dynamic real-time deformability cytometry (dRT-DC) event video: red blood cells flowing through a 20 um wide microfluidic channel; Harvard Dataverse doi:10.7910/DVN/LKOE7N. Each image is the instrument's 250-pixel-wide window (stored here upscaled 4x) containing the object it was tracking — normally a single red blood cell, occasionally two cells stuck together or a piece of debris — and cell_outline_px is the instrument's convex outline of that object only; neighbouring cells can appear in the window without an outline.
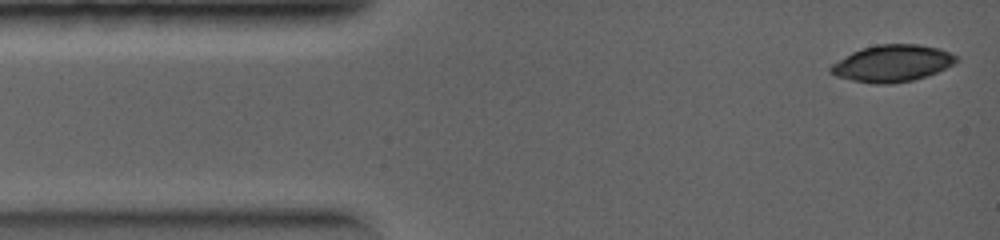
{"species": "common noctule bat (a hibernating species)", "species_latin": "Nyctalus noctula", "temperature_condition": "warm", "stored_images_in_passage": 30, "camera_frame_rate_fps": 5000, "um_per_image_px": 0.085, "animal": {"sex": "female", "body_mass_g": 19.0, "forearm_length_mm": 56.7}, "frame": {"image": 1, "passage_image": 1, "time_ms": 0.0, "image_size_px": [1000, 240], "cell_outline_px": [[960, 60], [928, 76], [912, 80], [892, 84], [872, 84], [852, 80], [836, 76], [828, 72], [828, 68], [832, 64], [852, 52], [864, 48], [880, 44], [920, 44], [940, 48], [956, 56]], "centroid_in_image_um": [75.83, 5.39], "position_along_channel_um": 9.2, "area_um2": 26.88}}
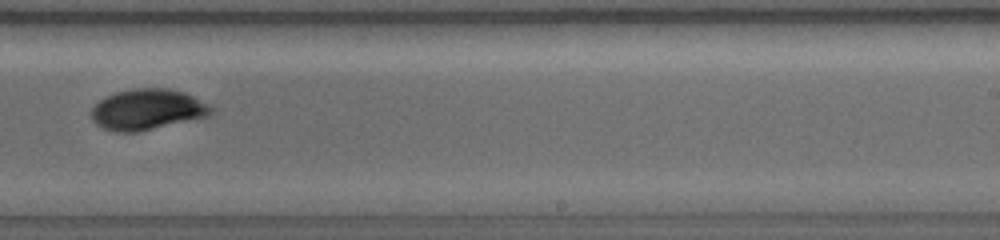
{"frame": {"image": 2, "passage_image": 20, "time_ms": 5.4, "image_size_px": [1000, 240], "cell_outline_px": [[216, 108], [208, 116], [136, 132], [116, 132], [100, 128], [92, 120], [92, 108], [100, 100], [116, 92], [136, 88], [168, 88], [184, 92]], "centroid_in_image_um": [12.52, 9.31], "position_along_channel_um": 276.5, "area_um2": 28.26}}
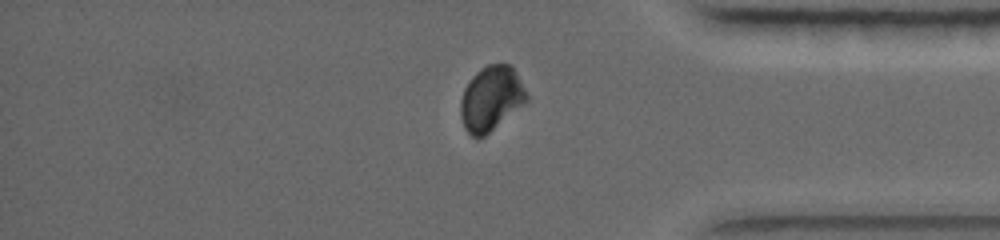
{"frame": {"image": 3, "passage_image": 27, "time_ms": 7.4, "image_size_px": [1000, 240], "cell_outline_px": [[528, 100], [524, 104], [484, 136], [472, 136], [464, 128], [460, 116], [460, 100], [464, 88], [472, 76], [480, 68], [488, 64], [512, 64], [528, 96]], "centroid_in_image_um": [41.73, 8.35], "position_along_channel_um": 393.5, "area_um2": 24.8}}